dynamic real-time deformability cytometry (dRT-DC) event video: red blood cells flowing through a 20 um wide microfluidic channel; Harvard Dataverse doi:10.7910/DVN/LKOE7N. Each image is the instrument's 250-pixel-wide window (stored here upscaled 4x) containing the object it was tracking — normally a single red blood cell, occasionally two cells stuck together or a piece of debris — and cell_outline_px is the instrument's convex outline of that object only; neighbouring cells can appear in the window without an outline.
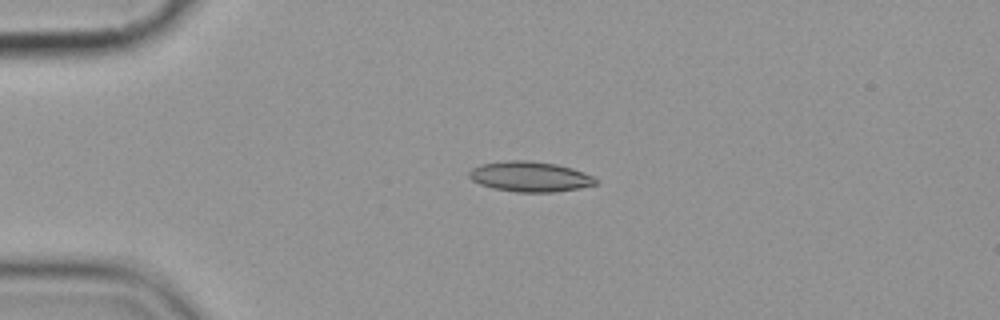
{"species": "common noctule bat (a hibernating species)", "species_latin": "Nyctalus noctula", "temperature_condition": "cold", "stored_images_in_passage": 3, "camera_frame_rate_fps": 3000, "um_per_image_px": 0.085, "animal": {"sex": "female", "body_mass_g": 19.9}, "frame": {"image": 1, "passage_image": 2, "time_ms": 1.333, "image_size_px": [1000, 320], "cell_outline_px": [[596, 184], [580, 188], [552, 192], [516, 192], [492, 188], [480, 184], [472, 180], [468, 176], [468, 172], [472, 168], [480, 164], [508, 160], [532, 160], [556, 164], [572, 168], [584, 172], [592, 176], [596, 180]], "centroid_in_image_um": [45.02, 15.0], "position_along_channel_um": 40.0, "area_um2": 22.37}}